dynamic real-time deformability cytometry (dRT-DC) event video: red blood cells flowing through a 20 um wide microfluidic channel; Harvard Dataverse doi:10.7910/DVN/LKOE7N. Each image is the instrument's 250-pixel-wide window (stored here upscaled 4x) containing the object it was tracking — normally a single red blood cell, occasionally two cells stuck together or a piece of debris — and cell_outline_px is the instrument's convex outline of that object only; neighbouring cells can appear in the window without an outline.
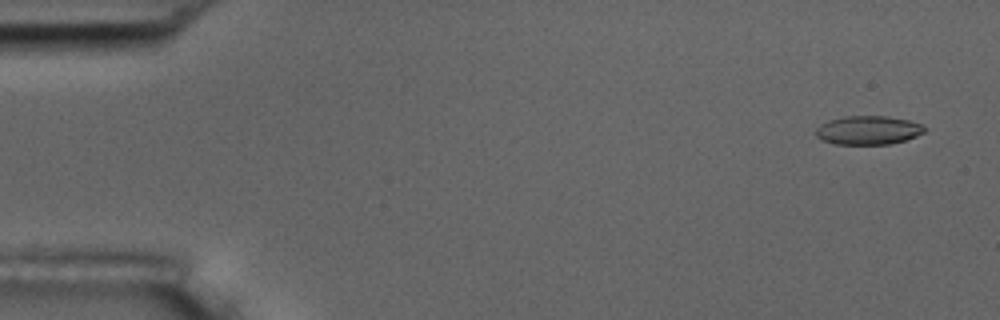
{"species": "common noctule bat (a hibernating species)", "species_latin": "Nyctalus noctula", "temperature_condition": "room temperature", "stored_images_in_passage": 5, "camera_frame_rate_fps": 3000, "um_per_image_px": 0.085, "animal": {"sex": "male", "body_mass_g": 17.5, "forearm_length_mm": 52.3}, "frame": {"image": 1, "passage_image": 1, "time_ms": 0.0, "image_size_px": [1000, 320], "cell_outline_px": [[928, 128], [924, 132], [916, 136], [904, 140], [888, 144], [836, 144], [824, 140], [816, 136], [816, 128], [820, 124], [828, 120], [844, 116], [888, 116], [908, 120], [924, 124]], "centroid_in_image_um": [73.82, 11.05], "position_along_channel_um": 11.2, "area_um2": 18.26}}
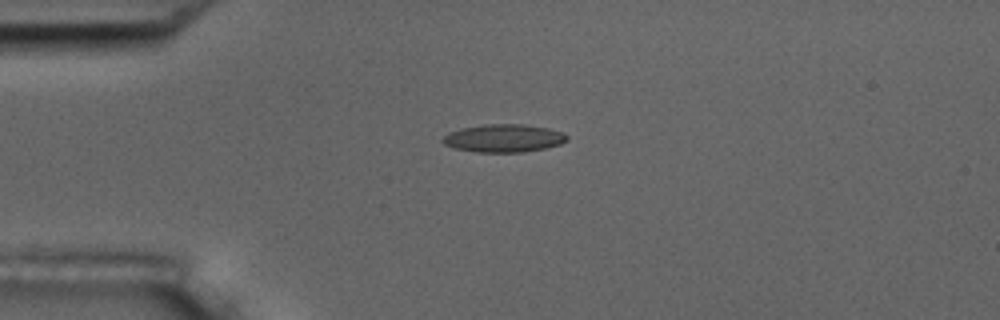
{"frame": {"image": 2, "passage_image": 4, "time_ms": 3.667, "image_size_px": [1000, 320], "cell_outline_px": [[568, 140], [560, 144], [544, 148], [524, 152], [476, 152], [452, 148], [444, 144], [440, 140], [448, 132], [460, 128], [484, 124], [524, 124], [548, 128], [564, 132], [568, 136]], "centroid_in_image_um": [42.79, 11.74], "position_along_channel_um": 42.2, "area_um2": 20.46}}